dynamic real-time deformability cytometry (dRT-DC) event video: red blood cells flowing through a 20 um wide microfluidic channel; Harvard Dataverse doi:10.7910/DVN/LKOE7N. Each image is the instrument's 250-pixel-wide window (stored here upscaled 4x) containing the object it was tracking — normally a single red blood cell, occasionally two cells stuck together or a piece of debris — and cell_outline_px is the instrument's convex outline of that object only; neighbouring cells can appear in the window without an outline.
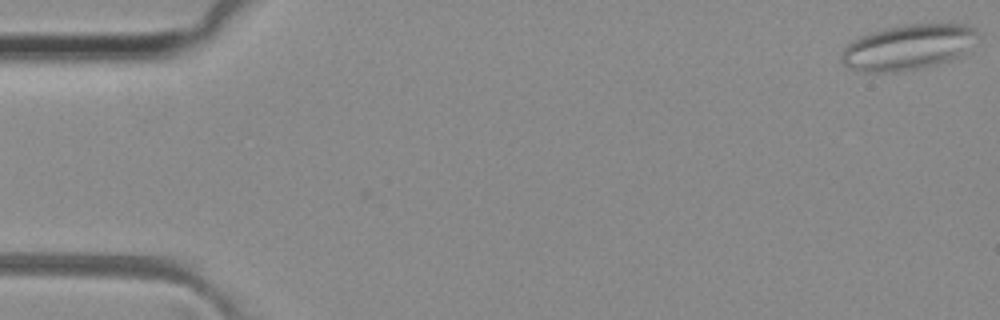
{"species": "common noctule bat (a hibernating species)", "species_latin": "Nyctalus noctula", "temperature_condition": "room temperature", "stored_images_in_passage": 2, "camera_frame_rate_fps": 3000, "um_per_image_px": 0.085, "animal": {"sex": "female", "body_mass_g": 29.2, "forearm_length_mm": 56.3}, "frame": {"image": 1, "passage_image": 2, "time_ms": 0.333, "image_size_px": [1000, 320], "cell_outline_px": [[984, 36], [964, 56], [936, 64], [920, 68], [896, 72], [864, 72], [848, 68], [840, 60], [840, 56], [844, 48], [852, 40], [860, 36], [884, 28], [904, 24], [968, 24], [976, 28]], "centroid_in_image_um": [77.29, 4.0], "position_along_channel_um": 7.7, "area_um2": 36.99}}